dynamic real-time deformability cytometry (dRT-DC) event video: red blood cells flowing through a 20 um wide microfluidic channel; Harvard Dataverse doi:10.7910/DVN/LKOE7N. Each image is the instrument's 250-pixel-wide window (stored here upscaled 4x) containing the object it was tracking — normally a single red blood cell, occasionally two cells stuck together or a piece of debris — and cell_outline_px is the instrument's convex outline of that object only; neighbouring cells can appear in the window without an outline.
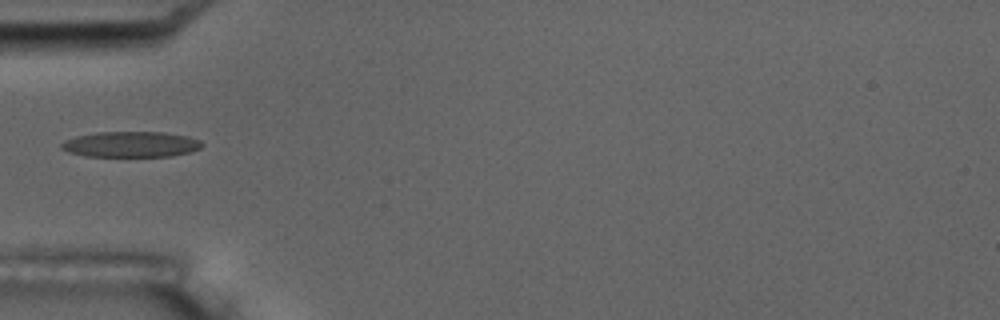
{"species": "common noctule bat (a hibernating species)", "species_latin": "Nyctalus noctula", "temperature_condition": "room temperature", "stored_images_in_passage": 12, "camera_frame_rate_fps": 3000, "um_per_image_px": 0.085, "animal": {"sex": "male", "body_mass_g": 17.5, "forearm_length_mm": 52.3}, "frame": {"image": 1, "passage_image": 6, "time_ms": 6.0, "image_size_px": [1000, 320], "cell_outline_px": [[204, 144], [200, 148], [188, 152], [172, 156], [84, 156], [68, 152], [60, 148], [60, 144], [64, 140], [76, 136], [96, 132], [164, 132], [188, 136], [200, 140]], "centroid_in_image_um": [11.1, 12.26], "position_along_channel_um": 73.9, "area_um2": 21.1}}
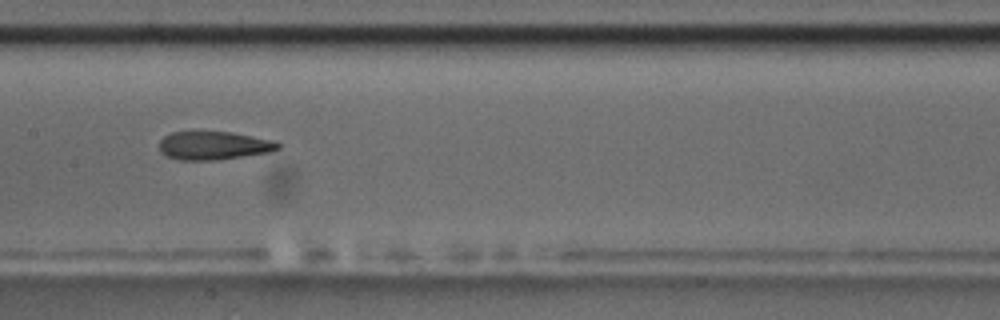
{"frame": {"image": 2, "passage_image": 9, "time_ms": 9.333, "image_size_px": [1000, 320], "cell_outline_px": [[280, 148], [268, 152], [216, 160], [180, 160], [168, 156], [160, 152], [160, 140], [164, 136], [172, 132], [192, 128], [232, 132], [276, 140], [280, 144]], "centroid_in_image_um": [18.13, 12.31], "position_along_channel_um": 189.3, "area_um2": 20.4}}